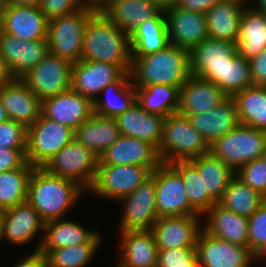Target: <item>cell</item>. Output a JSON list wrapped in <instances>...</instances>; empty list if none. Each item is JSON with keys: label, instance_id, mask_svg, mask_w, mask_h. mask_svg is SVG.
<instances>
[{"label": "cell", "instance_id": "1", "mask_svg": "<svg viewBox=\"0 0 266 267\" xmlns=\"http://www.w3.org/2000/svg\"><path fill=\"white\" fill-rule=\"evenodd\" d=\"M85 196L87 191L77 182L52 175L43 167H34L30 174L27 201L44 222L69 217Z\"/></svg>", "mask_w": 266, "mask_h": 267}, {"label": "cell", "instance_id": "2", "mask_svg": "<svg viewBox=\"0 0 266 267\" xmlns=\"http://www.w3.org/2000/svg\"><path fill=\"white\" fill-rule=\"evenodd\" d=\"M81 60L110 63L130 72L132 51L129 35L97 10L84 32Z\"/></svg>", "mask_w": 266, "mask_h": 267}, {"label": "cell", "instance_id": "3", "mask_svg": "<svg viewBox=\"0 0 266 267\" xmlns=\"http://www.w3.org/2000/svg\"><path fill=\"white\" fill-rule=\"evenodd\" d=\"M190 75V51L172 44L155 53L132 57L130 78L135 88L163 84L181 88Z\"/></svg>", "mask_w": 266, "mask_h": 267}, {"label": "cell", "instance_id": "4", "mask_svg": "<svg viewBox=\"0 0 266 267\" xmlns=\"http://www.w3.org/2000/svg\"><path fill=\"white\" fill-rule=\"evenodd\" d=\"M157 152L162 163L169 164L209 153L210 145L193 128L188 117L176 113L165 118Z\"/></svg>", "mask_w": 266, "mask_h": 267}, {"label": "cell", "instance_id": "5", "mask_svg": "<svg viewBox=\"0 0 266 267\" xmlns=\"http://www.w3.org/2000/svg\"><path fill=\"white\" fill-rule=\"evenodd\" d=\"M97 11L86 6L79 11L49 20L47 43L49 53L72 64L81 60L84 32L90 17Z\"/></svg>", "mask_w": 266, "mask_h": 267}, {"label": "cell", "instance_id": "6", "mask_svg": "<svg viewBox=\"0 0 266 267\" xmlns=\"http://www.w3.org/2000/svg\"><path fill=\"white\" fill-rule=\"evenodd\" d=\"M266 132L240 124L210 145V152L234 172L244 164L263 157Z\"/></svg>", "mask_w": 266, "mask_h": 267}, {"label": "cell", "instance_id": "7", "mask_svg": "<svg viewBox=\"0 0 266 267\" xmlns=\"http://www.w3.org/2000/svg\"><path fill=\"white\" fill-rule=\"evenodd\" d=\"M152 172L150 167L98 164L96 178L87 195L116 203L150 178Z\"/></svg>", "mask_w": 266, "mask_h": 267}, {"label": "cell", "instance_id": "8", "mask_svg": "<svg viewBox=\"0 0 266 267\" xmlns=\"http://www.w3.org/2000/svg\"><path fill=\"white\" fill-rule=\"evenodd\" d=\"M99 157L75 139L51 157L43 168L50 174L77 182L88 191L96 178Z\"/></svg>", "mask_w": 266, "mask_h": 267}, {"label": "cell", "instance_id": "9", "mask_svg": "<svg viewBox=\"0 0 266 267\" xmlns=\"http://www.w3.org/2000/svg\"><path fill=\"white\" fill-rule=\"evenodd\" d=\"M75 130L54 120L40 117L27 127L26 161L43 167L61 148L74 140Z\"/></svg>", "mask_w": 266, "mask_h": 267}, {"label": "cell", "instance_id": "10", "mask_svg": "<svg viewBox=\"0 0 266 267\" xmlns=\"http://www.w3.org/2000/svg\"><path fill=\"white\" fill-rule=\"evenodd\" d=\"M155 191L156 169L144 183L116 202L120 204L119 209H121L118 232L152 229L159 218L156 211Z\"/></svg>", "mask_w": 266, "mask_h": 267}, {"label": "cell", "instance_id": "11", "mask_svg": "<svg viewBox=\"0 0 266 267\" xmlns=\"http://www.w3.org/2000/svg\"><path fill=\"white\" fill-rule=\"evenodd\" d=\"M72 65L49 53L20 79L43 101L71 88Z\"/></svg>", "mask_w": 266, "mask_h": 267}, {"label": "cell", "instance_id": "12", "mask_svg": "<svg viewBox=\"0 0 266 267\" xmlns=\"http://www.w3.org/2000/svg\"><path fill=\"white\" fill-rule=\"evenodd\" d=\"M44 223L28 201L5 209L3 210L2 241L21 248V246L27 247L33 244L34 240L37 244L33 245L35 248L31 251H38L43 237ZM37 237L38 241L35 240Z\"/></svg>", "mask_w": 266, "mask_h": 267}, {"label": "cell", "instance_id": "13", "mask_svg": "<svg viewBox=\"0 0 266 267\" xmlns=\"http://www.w3.org/2000/svg\"><path fill=\"white\" fill-rule=\"evenodd\" d=\"M195 247L201 267H254L253 252L248 247L217 239L204 229Z\"/></svg>", "mask_w": 266, "mask_h": 267}, {"label": "cell", "instance_id": "14", "mask_svg": "<svg viewBox=\"0 0 266 267\" xmlns=\"http://www.w3.org/2000/svg\"><path fill=\"white\" fill-rule=\"evenodd\" d=\"M155 198L158 217L199 214L189 204L180 175L169 164L156 168Z\"/></svg>", "mask_w": 266, "mask_h": 267}, {"label": "cell", "instance_id": "15", "mask_svg": "<svg viewBox=\"0 0 266 267\" xmlns=\"http://www.w3.org/2000/svg\"><path fill=\"white\" fill-rule=\"evenodd\" d=\"M203 229L200 214L159 217L152 227L158 249L195 247Z\"/></svg>", "mask_w": 266, "mask_h": 267}, {"label": "cell", "instance_id": "16", "mask_svg": "<svg viewBox=\"0 0 266 267\" xmlns=\"http://www.w3.org/2000/svg\"><path fill=\"white\" fill-rule=\"evenodd\" d=\"M49 54L47 39L28 41L0 31V56L14 78H21Z\"/></svg>", "mask_w": 266, "mask_h": 267}, {"label": "cell", "instance_id": "17", "mask_svg": "<svg viewBox=\"0 0 266 267\" xmlns=\"http://www.w3.org/2000/svg\"><path fill=\"white\" fill-rule=\"evenodd\" d=\"M118 233L116 267H157L159 249L151 230Z\"/></svg>", "mask_w": 266, "mask_h": 267}, {"label": "cell", "instance_id": "18", "mask_svg": "<svg viewBox=\"0 0 266 267\" xmlns=\"http://www.w3.org/2000/svg\"><path fill=\"white\" fill-rule=\"evenodd\" d=\"M48 18L38 6L8 4L0 21V31L21 40L47 39Z\"/></svg>", "mask_w": 266, "mask_h": 267}, {"label": "cell", "instance_id": "19", "mask_svg": "<svg viewBox=\"0 0 266 267\" xmlns=\"http://www.w3.org/2000/svg\"><path fill=\"white\" fill-rule=\"evenodd\" d=\"M41 114L76 130L93 114V101L72 88L42 101Z\"/></svg>", "mask_w": 266, "mask_h": 267}, {"label": "cell", "instance_id": "20", "mask_svg": "<svg viewBox=\"0 0 266 267\" xmlns=\"http://www.w3.org/2000/svg\"><path fill=\"white\" fill-rule=\"evenodd\" d=\"M164 12L170 44L191 51L208 38L206 14L175 6Z\"/></svg>", "mask_w": 266, "mask_h": 267}, {"label": "cell", "instance_id": "21", "mask_svg": "<svg viewBox=\"0 0 266 267\" xmlns=\"http://www.w3.org/2000/svg\"><path fill=\"white\" fill-rule=\"evenodd\" d=\"M124 73L117 65L80 60L72 65L71 88L94 101L109 83L118 80Z\"/></svg>", "mask_w": 266, "mask_h": 267}, {"label": "cell", "instance_id": "22", "mask_svg": "<svg viewBox=\"0 0 266 267\" xmlns=\"http://www.w3.org/2000/svg\"><path fill=\"white\" fill-rule=\"evenodd\" d=\"M162 163L157 148L147 141L121 135L99 156L98 164L136 165L153 171Z\"/></svg>", "mask_w": 266, "mask_h": 267}, {"label": "cell", "instance_id": "23", "mask_svg": "<svg viewBox=\"0 0 266 267\" xmlns=\"http://www.w3.org/2000/svg\"><path fill=\"white\" fill-rule=\"evenodd\" d=\"M0 100L9 120L31 126L41 115L42 101L20 79L0 88Z\"/></svg>", "mask_w": 266, "mask_h": 267}, {"label": "cell", "instance_id": "24", "mask_svg": "<svg viewBox=\"0 0 266 267\" xmlns=\"http://www.w3.org/2000/svg\"><path fill=\"white\" fill-rule=\"evenodd\" d=\"M228 96L214 83L190 75L179 90L177 113L192 115L207 112L220 105Z\"/></svg>", "mask_w": 266, "mask_h": 267}, {"label": "cell", "instance_id": "25", "mask_svg": "<svg viewBox=\"0 0 266 267\" xmlns=\"http://www.w3.org/2000/svg\"><path fill=\"white\" fill-rule=\"evenodd\" d=\"M183 116L188 117L193 128L209 145L240 125L236 103L232 97L207 112Z\"/></svg>", "mask_w": 266, "mask_h": 267}, {"label": "cell", "instance_id": "26", "mask_svg": "<svg viewBox=\"0 0 266 267\" xmlns=\"http://www.w3.org/2000/svg\"><path fill=\"white\" fill-rule=\"evenodd\" d=\"M249 219L215 203L203 215V229L224 241L248 247Z\"/></svg>", "mask_w": 266, "mask_h": 267}, {"label": "cell", "instance_id": "27", "mask_svg": "<svg viewBox=\"0 0 266 267\" xmlns=\"http://www.w3.org/2000/svg\"><path fill=\"white\" fill-rule=\"evenodd\" d=\"M161 8L153 0H109L99 11L129 36Z\"/></svg>", "mask_w": 266, "mask_h": 267}, {"label": "cell", "instance_id": "28", "mask_svg": "<svg viewBox=\"0 0 266 267\" xmlns=\"http://www.w3.org/2000/svg\"><path fill=\"white\" fill-rule=\"evenodd\" d=\"M100 230L89 229L87 225L68 217L44 223L43 237L39 251L46 254L49 250L79 245L89 242Z\"/></svg>", "mask_w": 266, "mask_h": 267}, {"label": "cell", "instance_id": "29", "mask_svg": "<svg viewBox=\"0 0 266 267\" xmlns=\"http://www.w3.org/2000/svg\"><path fill=\"white\" fill-rule=\"evenodd\" d=\"M121 135L147 141L158 148L165 117L143 110L137 103L115 117Z\"/></svg>", "mask_w": 266, "mask_h": 267}, {"label": "cell", "instance_id": "30", "mask_svg": "<svg viewBox=\"0 0 266 267\" xmlns=\"http://www.w3.org/2000/svg\"><path fill=\"white\" fill-rule=\"evenodd\" d=\"M247 5L237 0H220L206 14L208 38L237 43L240 21Z\"/></svg>", "mask_w": 266, "mask_h": 267}, {"label": "cell", "instance_id": "31", "mask_svg": "<svg viewBox=\"0 0 266 267\" xmlns=\"http://www.w3.org/2000/svg\"><path fill=\"white\" fill-rule=\"evenodd\" d=\"M136 104V91L125 72L118 80L109 83L93 101L94 113L103 117L115 118Z\"/></svg>", "mask_w": 266, "mask_h": 267}, {"label": "cell", "instance_id": "32", "mask_svg": "<svg viewBox=\"0 0 266 267\" xmlns=\"http://www.w3.org/2000/svg\"><path fill=\"white\" fill-rule=\"evenodd\" d=\"M121 136L115 118L93 114L76 130L74 139L90 148L98 157Z\"/></svg>", "mask_w": 266, "mask_h": 267}, {"label": "cell", "instance_id": "33", "mask_svg": "<svg viewBox=\"0 0 266 267\" xmlns=\"http://www.w3.org/2000/svg\"><path fill=\"white\" fill-rule=\"evenodd\" d=\"M201 78L217 85L228 97H233L243 89L253 86L249 60L238 51L222 67H212Z\"/></svg>", "mask_w": 266, "mask_h": 267}, {"label": "cell", "instance_id": "34", "mask_svg": "<svg viewBox=\"0 0 266 267\" xmlns=\"http://www.w3.org/2000/svg\"><path fill=\"white\" fill-rule=\"evenodd\" d=\"M132 57L145 56L163 50L170 44L164 10L146 20L129 36Z\"/></svg>", "mask_w": 266, "mask_h": 267}, {"label": "cell", "instance_id": "35", "mask_svg": "<svg viewBox=\"0 0 266 267\" xmlns=\"http://www.w3.org/2000/svg\"><path fill=\"white\" fill-rule=\"evenodd\" d=\"M236 51V43L206 38L190 51L191 74L202 77L212 67H222Z\"/></svg>", "mask_w": 266, "mask_h": 267}, {"label": "cell", "instance_id": "36", "mask_svg": "<svg viewBox=\"0 0 266 267\" xmlns=\"http://www.w3.org/2000/svg\"><path fill=\"white\" fill-rule=\"evenodd\" d=\"M238 53L250 60L266 48V13L246 6L240 21L236 43Z\"/></svg>", "mask_w": 266, "mask_h": 267}, {"label": "cell", "instance_id": "37", "mask_svg": "<svg viewBox=\"0 0 266 267\" xmlns=\"http://www.w3.org/2000/svg\"><path fill=\"white\" fill-rule=\"evenodd\" d=\"M101 232V233H100ZM99 231L89 242L49 250L45 256L48 267H89L104 243Z\"/></svg>", "mask_w": 266, "mask_h": 267}, {"label": "cell", "instance_id": "38", "mask_svg": "<svg viewBox=\"0 0 266 267\" xmlns=\"http://www.w3.org/2000/svg\"><path fill=\"white\" fill-rule=\"evenodd\" d=\"M240 124L266 132V86H250L232 97Z\"/></svg>", "mask_w": 266, "mask_h": 267}, {"label": "cell", "instance_id": "39", "mask_svg": "<svg viewBox=\"0 0 266 267\" xmlns=\"http://www.w3.org/2000/svg\"><path fill=\"white\" fill-rule=\"evenodd\" d=\"M179 87L170 85H149L135 88L136 103L146 112L168 117L177 113Z\"/></svg>", "mask_w": 266, "mask_h": 267}, {"label": "cell", "instance_id": "40", "mask_svg": "<svg viewBox=\"0 0 266 267\" xmlns=\"http://www.w3.org/2000/svg\"><path fill=\"white\" fill-rule=\"evenodd\" d=\"M203 176L204 189L218 203L235 172L211 152L190 160Z\"/></svg>", "mask_w": 266, "mask_h": 267}, {"label": "cell", "instance_id": "41", "mask_svg": "<svg viewBox=\"0 0 266 267\" xmlns=\"http://www.w3.org/2000/svg\"><path fill=\"white\" fill-rule=\"evenodd\" d=\"M169 165L180 175L186 191L189 204L200 214L204 215L217 203L204 189L203 176L191 161H176Z\"/></svg>", "mask_w": 266, "mask_h": 267}, {"label": "cell", "instance_id": "42", "mask_svg": "<svg viewBox=\"0 0 266 267\" xmlns=\"http://www.w3.org/2000/svg\"><path fill=\"white\" fill-rule=\"evenodd\" d=\"M265 200L266 198L235 175L218 203L240 216L249 218Z\"/></svg>", "mask_w": 266, "mask_h": 267}, {"label": "cell", "instance_id": "43", "mask_svg": "<svg viewBox=\"0 0 266 267\" xmlns=\"http://www.w3.org/2000/svg\"><path fill=\"white\" fill-rule=\"evenodd\" d=\"M33 168L26 162L20 168L0 173V210L27 201L28 183Z\"/></svg>", "mask_w": 266, "mask_h": 267}, {"label": "cell", "instance_id": "44", "mask_svg": "<svg viewBox=\"0 0 266 267\" xmlns=\"http://www.w3.org/2000/svg\"><path fill=\"white\" fill-rule=\"evenodd\" d=\"M246 185L266 198V159H254L235 172Z\"/></svg>", "mask_w": 266, "mask_h": 267}, {"label": "cell", "instance_id": "45", "mask_svg": "<svg viewBox=\"0 0 266 267\" xmlns=\"http://www.w3.org/2000/svg\"><path fill=\"white\" fill-rule=\"evenodd\" d=\"M27 128L16 121L0 123V146L13 150H26Z\"/></svg>", "mask_w": 266, "mask_h": 267}, {"label": "cell", "instance_id": "46", "mask_svg": "<svg viewBox=\"0 0 266 267\" xmlns=\"http://www.w3.org/2000/svg\"><path fill=\"white\" fill-rule=\"evenodd\" d=\"M188 263H199L196 247L158 250L157 267L188 266Z\"/></svg>", "mask_w": 266, "mask_h": 267}, {"label": "cell", "instance_id": "47", "mask_svg": "<svg viewBox=\"0 0 266 267\" xmlns=\"http://www.w3.org/2000/svg\"><path fill=\"white\" fill-rule=\"evenodd\" d=\"M248 219V248L254 252L266 243V200Z\"/></svg>", "mask_w": 266, "mask_h": 267}, {"label": "cell", "instance_id": "48", "mask_svg": "<svg viewBox=\"0 0 266 267\" xmlns=\"http://www.w3.org/2000/svg\"><path fill=\"white\" fill-rule=\"evenodd\" d=\"M87 5L83 0H41L39 8L48 20L79 11Z\"/></svg>", "mask_w": 266, "mask_h": 267}, {"label": "cell", "instance_id": "49", "mask_svg": "<svg viewBox=\"0 0 266 267\" xmlns=\"http://www.w3.org/2000/svg\"><path fill=\"white\" fill-rule=\"evenodd\" d=\"M26 162V150H13L0 146V173L20 168Z\"/></svg>", "mask_w": 266, "mask_h": 267}, {"label": "cell", "instance_id": "50", "mask_svg": "<svg viewBox=\"0 0 266 267\" xmlns=\"http://www.w3.org/2000/svg\"><path fill=\"white\" fill-rule=\"evenodd\" d=\"M253 86H266V48L249 60Z\"/></svg>", "mask_w": 266, "mask_h": 267}, {"label": "cell", "instance_id": "51", "mask_svg": "<svg viewBox=\"0 0 266 267\" xmlns=\"http://www.w3.org/2000/svg\"><path fill=\"white\" fill-rule=\"evenodd\" d=\"M220 0H177L175 7L205 14Z\"/></svg>", "mask_w": 266, "mask_h": 267}, {"label": "cell", "instance_id": "52", "mask_svg": "<svg viewBox=\"0 0 266 267\" xmlns=\"http://www.w3.org/2000/svg\"><path fill=\"white\" fill-rule=\"evenodd\" d=\"M8 267H48L46 256L41 251H32Z\"/></svg>", "mask_w": 266, "mask_h": 267}, {"label": "cell", "instance_id": "53", "mask_svg": "<svg viewBox=\"0 0 266 267\" xmlns=\"http://www.w3.org/2000/svg\"><path fill=\"white\" fill-rule=\"evenodd\" d=\"M13 79L14 77L7 68L5 61L0 56V88L3 85L10 83Z\"/></svg>", "mask_w": 266, "mask_h": 267}, {"label": "cell", "instance_id": "54", "mask_svg": "<svg viewBox=\"0 0 266 267\" xmlns=\"http://www.w3.org/2000/svg\"><path fill=\"white\" fill-rule=\"evenodd\" d=\"M253 264L257 266L258 264H260V266H266V243L253 252Z\"/></svg>", "mask_w": 266, "mask_h": 267}, {"label": "cell", "instance_id": "55", "mask_svg": "<svg viewBox=\"0 0 266 267\" xmlns=\"http://www.w3.org/2000/svg\"><path fill=\"white\" fill-rule=\"evenodd\" d=\"M250 3L254 2L253 4L248 3L247 6L250 7L253 10L261 11V12H266V0H252L249 1Z\"/></svg>", "mask_w": 266, "mask_h": 267}, {"label": "cell", "instance_id": "56", "mask_svg": "<svg viewBox=\"0 0 266 267\" xmlns=\"http://www.w3.org/2000/svg\"><path fill=\"white\" fill-rule=\"evenodd\" d=\"M9 3L21 6H40L41 0H8Z\"/></svg>", "mask_w": 266, "mask_h": 267}, {"label": "cell", "instance_id": "57", "mask_svg": "<svg viewBox=\"0 0 266 267\" xmlns=\"http://www.w3.org/2000/svg\"><path fill=\"white\" fill-rule=\"evenodd\" d=\"M162 10H166L176 5L177 0H153Z\"/></svg>", "mask_w": 266, "mask_h": 267}, {"label": "cell", "instance_id": "58", "mask_svg": "<svg viewBox=\"0 0 266 267\" xmlns=\"http://www.w3.org/2000/svg\"><path fill=\"white\" fill-rule=\"evenodd\" d=\"M87 6L101 9L109 0H83Z\"/></svg>", "mask_w": 266, "mask_h": 267}, {"label": "cell", "instance_id": "59", "mask_svg": "<svg viewBox=\"0 0 266 267\" xmlns=\"http://www.w3.org/2000/svg\"><path fill=\"white\" fill-rule=\"evenodd\" d=\"M7 120H9V118H8L7 113H6L5 109L3 108V105H2L1 100H0V123L6 122Z\"/></svg>", "mask_w": 266, "mask_h": 267}, {"label": "cell", "instance_id": "60", "mask_svg": "<svg viewBox=\"0 0 266 267\" xmlns=\"http://www.w3.org/2000/svg\"><path fill=\"white\" fill-rule=\"evenodd\" d=\"M8 4H9L8 0H0V21L2 19L3 13L8 7Z\"/></svg>", "mask_w": 266, "mask_h": 267}, {"label": "cell", "instance_id": "61", "mask_svg": "<svg viewBox=\"0 0 266 267\" xmlns=\"http://www.w3.org/2000/svg\"><path fill=\"white\" fill-rule=\"evenodd\" d=\"M2 229H3V210H0V243L1 245H3L2 243H4L2 241Z\"/></svg>", "mask_w": 266, "mask_h": 267}, {"label": "cell", "instance_id": "62", "mask_svg": "<svg viewBox=\"0 0 266 267\" xmlns=\"http://www.w3.org/2000/svg\"><path fill=\"white\" fill-rule=\"evenodd\" d=\"M180 267H201L199 263H188V266H180Z\"/></svg>", "mask_w": 266, "mask_h": 267}, {"label": "cell", "instance_id": "63", "mask_svg": "<svg viewBox=\"0 0 266 267\" xmlns=\"http://www.w3.org/2000/svg\"><path fill=\"white\" fill-rule=\"evenodd\" d=\"M237 1H241V2H243L245 5H247L248 3L247 2H249V0H237ZM251 1V0H250Z\"/></svg>", "mask_w": 266, "mask_h": 267}, {"label": "cell", "instance_id": "64", "mask_svg": "<svg viewBox=\"0 0 266 267\" xmlns=\"http://www.w3.org/2000/svg\"><path fill=\"white\" fill-rule=\"evenodd\" d=\"M264 158L266 159V147H265V151H264Z\"/></svg>", "mask_w": 266, "mask_h": 267}]
</instances>
